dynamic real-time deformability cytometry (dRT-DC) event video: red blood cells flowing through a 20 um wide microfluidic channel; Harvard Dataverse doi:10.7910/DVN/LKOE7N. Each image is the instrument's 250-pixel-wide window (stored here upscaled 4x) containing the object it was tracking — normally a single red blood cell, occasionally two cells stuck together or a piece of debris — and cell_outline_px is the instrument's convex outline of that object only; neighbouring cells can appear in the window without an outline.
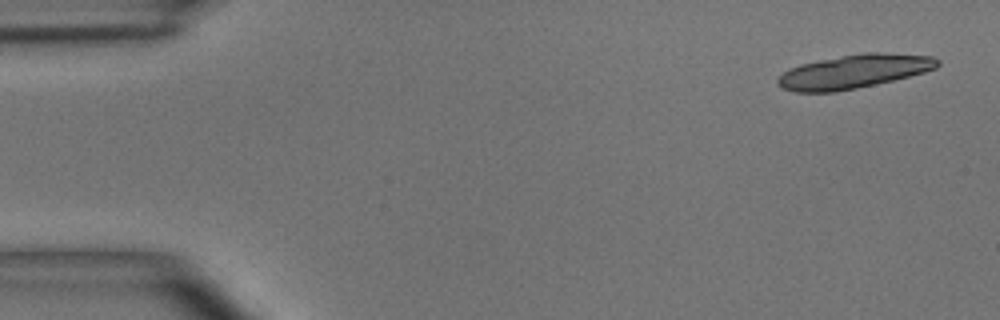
{"species": "common noctule bat (a hibernating species)", "species_latin": "Nyctalus noctula", "temperature_condition": "room temperature", "stored_images_in_passage": 8, "camera_frame_rate_fps": 3000, "um_per_image_px": 0.085, "animal": {"sex": "male", "body_mass_g": 15.6}, "frame": {"image": 1, "passage_image": 1, "time_ms": 0.0, "image_size_px": [1000, 320], "cell_outline_px": [[940, 64], [936, 68], [924, 72], [892, 80], [856, 88], [836, 92], [796, 92], [780, 88], [776, 84], [776, 80], [788, 68], [800, 64], [820, 60], [864, 52], [876, 52], [932, 56], [940, 60]], "centroid_in_image_um": [72.54, 6.08], "position_along_channel_um": 12.5, "area_um2": 31.27}}
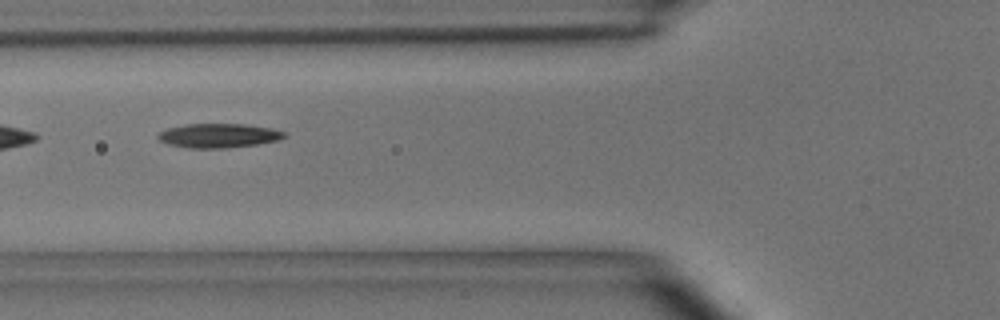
{"frame": {"image": 2, "passage_image": 5, "time_ms": 5.667, "image_size_px": [1000, 320], "cell_outline_px": [[288, 136], [280, 140], [256, 144], [224, 148], [188, 148], [168, 144], [160, 140], [156, 136], [160, 132], [168, 128], [184, 124], [244, 124], [272, 128], [284, 132]], "centroid_in_image_um": [18.59, 11.52], "position_along_channel_um": 107.2, "area_um2": 17.8}}